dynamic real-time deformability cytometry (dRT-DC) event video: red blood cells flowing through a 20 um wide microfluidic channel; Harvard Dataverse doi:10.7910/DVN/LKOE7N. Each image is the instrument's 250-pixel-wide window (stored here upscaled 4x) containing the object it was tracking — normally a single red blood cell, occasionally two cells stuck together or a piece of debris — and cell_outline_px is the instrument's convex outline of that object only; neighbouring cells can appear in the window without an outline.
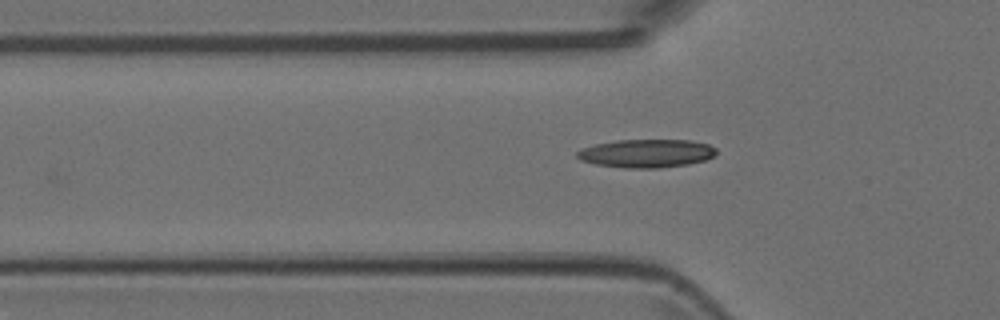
{"species": "Egyptian fruit bat (a non-hibernating species)", "species_latin": "Rousettus aegyptiacus", "temperature_condition": "room temperature", "stored_images_in_passage": 7, "camera_frame_rate_fps": 3000, "um_per_image_px": 0.085, "animal": {"sex": "female"}, "frame": {"image": 1, "passage_image": 6, "time_ms": 1.667, "image_size_px": [1000, 320], "cell_outline_px": [[716, 156], [704, 160], [688, 164], [660, 168], [624, 168], [596, 164], [580, 160], [576, 156], [576, 152], [580, 148], [596, 144], [616, 140], [692, 140], [708, 144], [716, 148]], "centroid_in_image_um": [54.95, 13.03], "position_along_channel_um": 70.9, "area_um2": 23.12}}
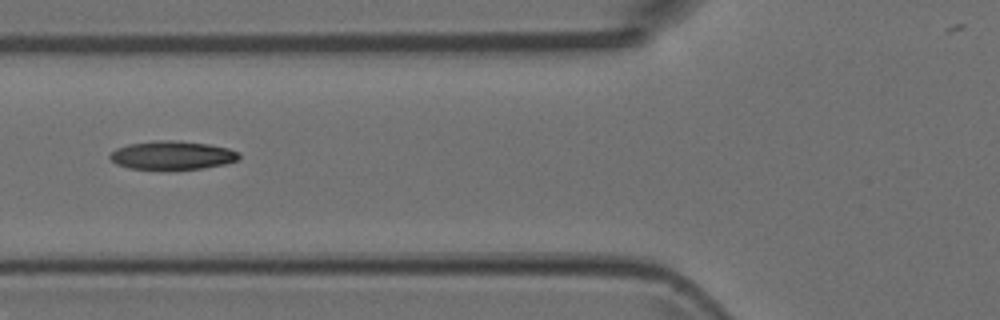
{"frame": {"image": 2, "passage_image": 7, "time_ms": 2.0, "image_size_px": [1000, 320], "cell_outline_px": [[240, 156], [236, 160], [224, 164], [204, 168], [128, 168], [116, 164], [108, 156], [116, 148], [128, 144], [152, 140], [176, 140], [208, 144], [228, 148], [240, 152]], "centroid_in_image_um": [14.63, 13.17], "position_along_channel_um": 111.2, "area_um2": 21.21}}